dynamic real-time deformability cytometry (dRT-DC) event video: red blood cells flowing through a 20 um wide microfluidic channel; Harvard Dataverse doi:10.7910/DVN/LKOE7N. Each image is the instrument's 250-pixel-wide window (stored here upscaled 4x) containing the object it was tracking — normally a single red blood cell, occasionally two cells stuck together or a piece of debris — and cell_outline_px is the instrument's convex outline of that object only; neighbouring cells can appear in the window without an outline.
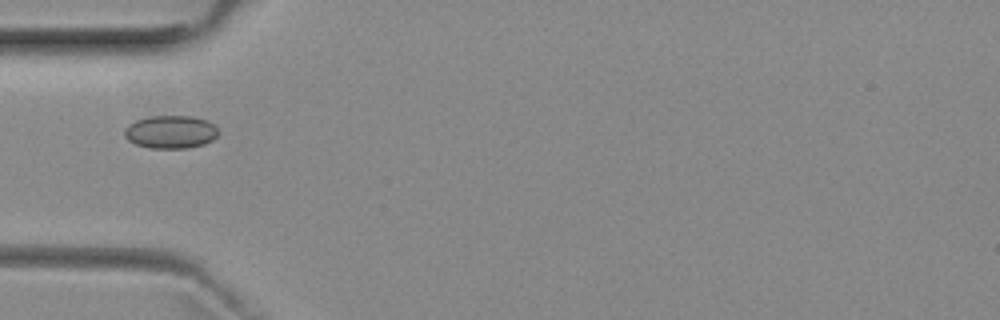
{"species": "common noctule bat (a hibernating species)", "species_latin": "Nyctalus noctula", "temperature_condition": "room temperature", "stored_images_in_passage": 7, "camera_frame_rate_fps": 3000, "um_per_image_px": 0.085, "animal": {"sex": "female", "body_mass_g": 29.2, "forearm_length_mm": 56.3}, "frame": {"image": 1, "passage_image": 5, "time_ms": 4.667, "image_size_px": [1000, 320], "cell_outline_px": [[220, 132], [212, 140], [204, 144], [188, 148], [148, 148], [136, 144], [128, 140], [124, 136], [124, 128], [128, 124], [136, 120], [152, 116], [192, 116], [208, 120]], "centroid_in_image_um": [14.49, 11.21], "position_along_channel_um": 70.5, "area_um2": 18.15}}
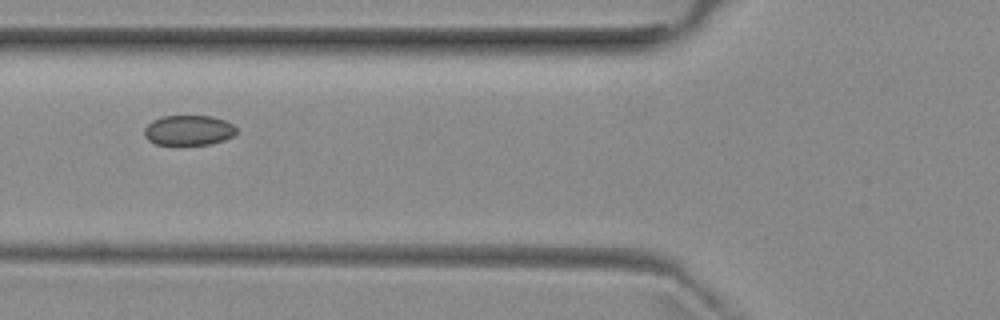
{"frame": {"image": 2, "passage_image": 6, "time_ms": 5.667, "image_size_px": [1000, 320], "cell_outline_px": [[236, 132], [232, 136], [224, 140], [208, 144], [156, 144], [148, 140], [144, 136], [144, 128], [152, 120], [160, 116], [212, 116], [224, 120], [232, 124], [236, 128]], "centroid_in_image_um": [16.0, 11.06], "position_along_channel_um": 109.8, "area_um2": 16.07}}
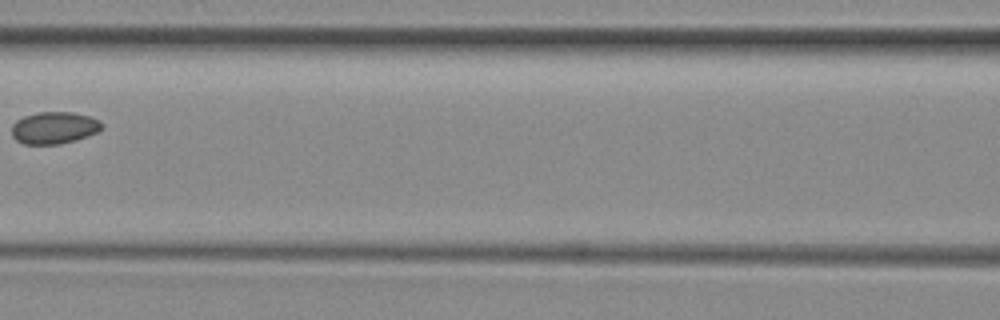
{"frame": {"image": 3, "passage_image": 7, "time_ms": 7.0, "image_size_px": [1000, 320], "cell_outline_px": [[104, 128], [96, 132], [76, 140], [60, 144], [24, 144], [16, 140], [12, 136], [12, 124], [16, 120], [24, 116], [40, 112], [72, 112], [88, 116], [100, 120], [104, 124]], "centroid_in_image_um": [4.61, 10.86], "position_along_channel_um": 162.0, "area_um2": 16.88}}